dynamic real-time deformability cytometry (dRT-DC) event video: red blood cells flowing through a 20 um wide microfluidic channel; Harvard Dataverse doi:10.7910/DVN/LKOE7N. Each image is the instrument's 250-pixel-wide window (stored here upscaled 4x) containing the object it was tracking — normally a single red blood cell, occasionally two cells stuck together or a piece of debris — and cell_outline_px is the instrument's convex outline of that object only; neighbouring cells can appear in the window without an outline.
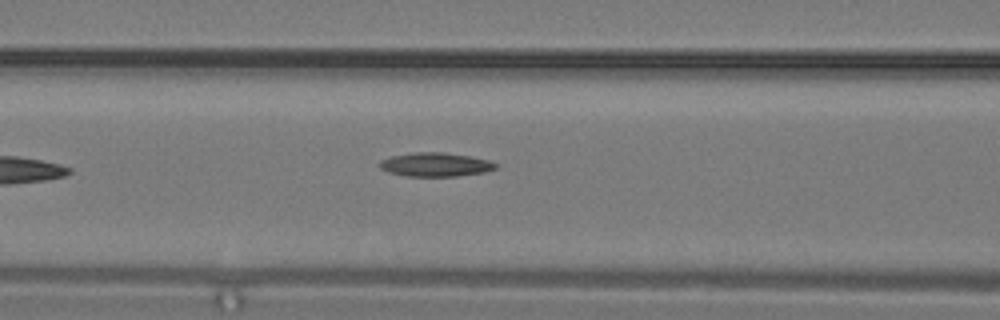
{"species": "common noctule bat (a hibernating species)", "species_latin": "Nyctalus noctula", "temperature_condition": "warm", "stored_images_in_passage": 11, "camera_frame_rate_fps": 3000, "um_per_image_px": 0.085, "animal": {"sex": "male", "body_mass_g": 19.2, "forearm_length_mm": 51.8}, "frame": {"image": 1, "passage_image": 11, "time_ms": 3.333, "image_size_px": [1000, 320], "cell_outline_px": [[500, 164], [496, 168], [484, 172], [456, 176], [404, 176], [388, 172], [380, 168], [380, 160], [392, 156], [416, 152], [440, 152], [468, 156], [488, 160]], "centroid_in_image_um": [37.01, 13.99], "position_along_channel_um": 129.6, "area_um2": 16.01}}